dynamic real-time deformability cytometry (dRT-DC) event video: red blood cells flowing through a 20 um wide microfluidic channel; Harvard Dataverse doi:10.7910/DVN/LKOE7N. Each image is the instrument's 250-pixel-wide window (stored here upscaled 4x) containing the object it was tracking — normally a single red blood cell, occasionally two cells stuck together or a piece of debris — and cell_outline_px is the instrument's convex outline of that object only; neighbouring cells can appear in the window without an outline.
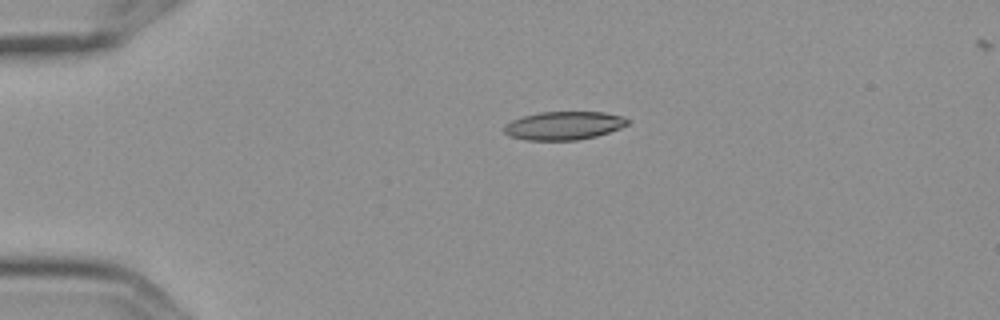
{"species": "Egyptian fruit bat (a non-hibernating species)", "species_latin": "Rousettus aegyptiacus", "temperature_condition": "cold", "stored_images_in_passage": 4, "camera_frame_rate_fps": 3000, "um_per_image_px": 0.085, "frame": {"image": 1, "passage_image": 2, "time_ms": 0.333, "image_size_px": [1000, 320], "cell_outline_px": [[628, 124], [620, 128], [596, 136], [576, 140], [524, 140], [508, 136], [504, 132], [504, 124], [512, 120], [524, 116], [540, 112], [604, 112], [624, 116], [628, 120]], "centroid_in_image_um": [47.9, 10.68], "position_along_channel_um": 37.1, "area_um2": 20.4}}
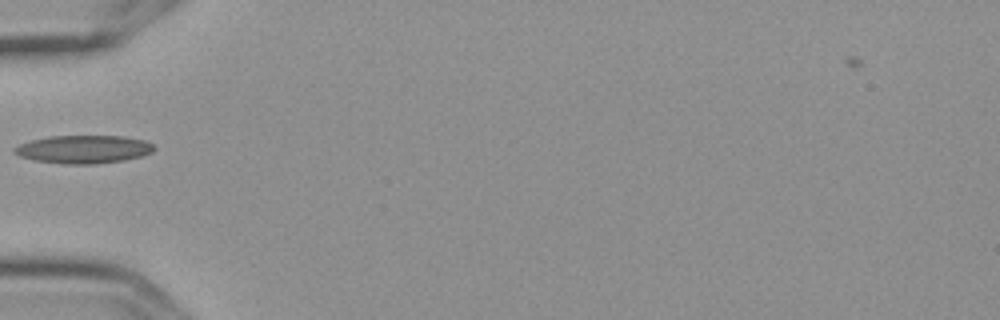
{"frame": {"image": 2, "passage_image": 4, "time_ms": 1.0, "image_size_px": [1000, 320], "cell_outline_px": [[156, 148], [152, 152], [144, 156], [124, 160], [96, 164], [64, 164], [36, 160], [20, 156], [12, 152], [12, 148], [20, 144], [32, 140], [48, 136], [124, 136], [144, 140], [152, 144]], "centroid_in_image_um": [7.12, 12.69], "position_along_channel_um": 77.9, "area_um2": 22.95}}